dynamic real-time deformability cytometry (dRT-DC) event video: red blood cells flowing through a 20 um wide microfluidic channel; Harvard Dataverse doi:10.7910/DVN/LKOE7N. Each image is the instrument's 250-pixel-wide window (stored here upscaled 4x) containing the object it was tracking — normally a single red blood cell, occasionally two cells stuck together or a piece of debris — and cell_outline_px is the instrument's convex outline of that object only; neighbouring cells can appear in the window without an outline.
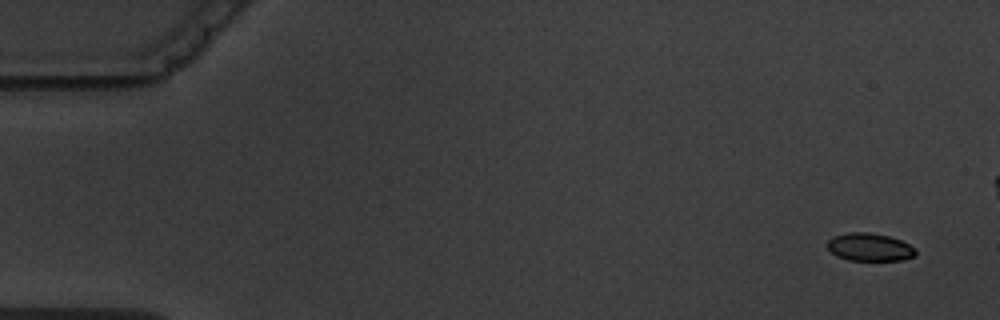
{"species": "common noctule bat (a hibernating species)", "species_latin": "Nyctalus noctula", "temperature_condition": "warm", "stored_images_in_passage": 5, "camera_frame_rate_fps": 3000, "um_per_image_px": 0.085, "animal": {"sex": "male", "body_mass_g": 19.5, "forearm_length_mm": 54.6}, "frame": {"image": 1, "passage_image": 1, "time_ms": 0.0, "image_size_px": [1000, 320], "cell_outline_px": [[916, 252], [912, 256], [900, 260], [848, 260], [836, 256], [828, 248], [828, 240], [832, 236], [848, 232], [868, 232], [888, 236], [900, 240], [916, 248]], "centroid_in_image_um": [73.88, 20.99], "position_along_channel_um": 11.1, "area_um2": 14.22}}
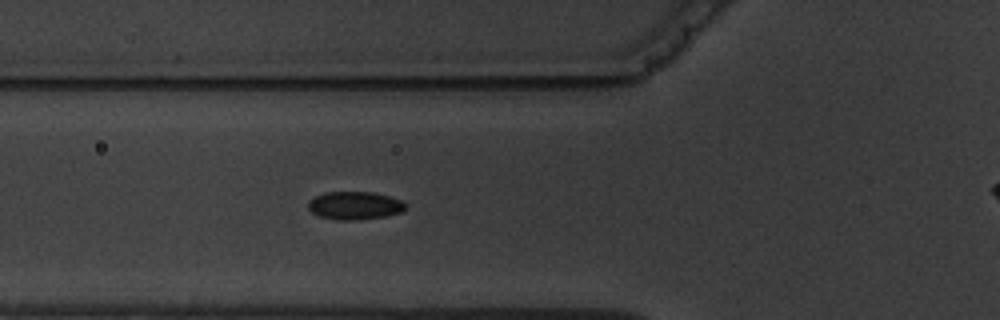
{"frame": {"image": 2, "passage_image": 5, "time_ms": 6.0, "image_size_px": [1000, 320], "cell_outline_px": [[404, 208], [400, 212], [384, 216], [356, 220], [340, 220], [320, 216], [312, 212], [308, 208], [308, 200], [324, 192], [372, 192], [388, 196], [400, 200], [404, 204]], "centroid_in_image_um": [30.09, 17.46], "position_along_channel_um": 95.7, "area_um2": 15.61}}